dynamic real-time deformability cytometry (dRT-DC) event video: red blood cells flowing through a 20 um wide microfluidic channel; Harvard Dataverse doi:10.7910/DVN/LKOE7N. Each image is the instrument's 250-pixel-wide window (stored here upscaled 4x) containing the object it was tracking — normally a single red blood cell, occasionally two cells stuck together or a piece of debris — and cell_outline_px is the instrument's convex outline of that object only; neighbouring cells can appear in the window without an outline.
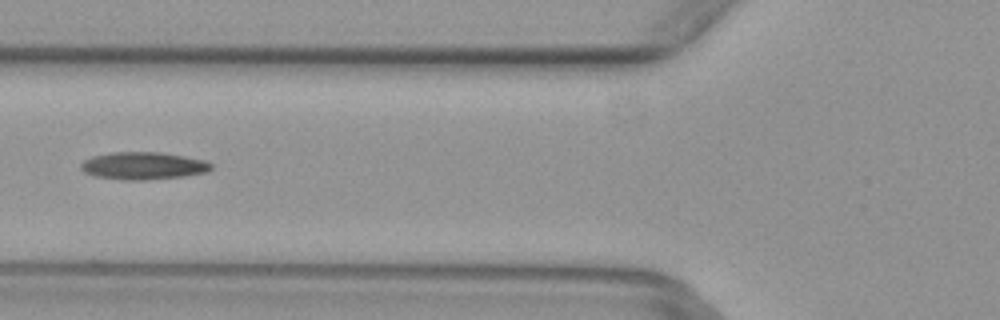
{"species": "common noctule bat (a hibernating species)", "species_latin": "Nyctalus noctula", "temperature_condition": "warm", "stored_images_in_passage": 4, "camera_frame_rate_fps": 3000, "um_per_image_px": 0.085, "animal": {"sex": "female", "body_mass_g": 29.2, "forearm_length_mm": 56.3}, "frame": {"image": 1, "passage_image": 4, "time_ms": 1.0, "image_size_px": [1000, 320], "cell_outline_px": [[212, 168], [208, 172], [184, 176], [144, 180], [120, 180], [92, 176], [84, 172], [80, 168], [80, 164], [84, 160], [92, 156], [112, 152], [160, 152], [208, 160], [212, 164]], "centroid_in_image_um": [12.17, 14.09], "position_along_channel_um": 113.6, "area_um2": 21.15}}